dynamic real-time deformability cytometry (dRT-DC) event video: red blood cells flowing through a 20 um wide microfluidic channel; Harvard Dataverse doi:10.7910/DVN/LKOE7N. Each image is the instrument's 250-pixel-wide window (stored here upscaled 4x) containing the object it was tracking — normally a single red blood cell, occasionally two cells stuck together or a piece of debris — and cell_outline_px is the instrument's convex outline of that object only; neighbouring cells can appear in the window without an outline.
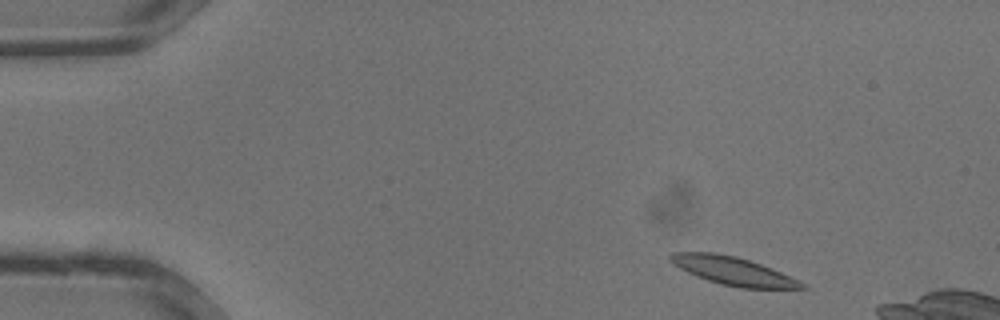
{"species": "common noctule bat (a hibernating species)", "species_latin": "Nyctalus noctula", "temperature_condition": "warm", "stored_images_in_passage": 33, "camera_frame_rate_fps": 3000, "um_per_image_px": 0.085, "animal": {"sex": "male", "body_mass_g": 13.3}, "frame": {"image": 1, "passage_image": 2, "time_ms": 0.333, "image_size_px": [1000, 320], "cell_outline_px": [[812, 288], [740, 288], [720, 284], [696, 276], [680, 268], [668, 260], [668, 256], [672, 252], [716, 252], [736, 256], [772, 268]], "centroid_in_image_um": [62.26, 23.02], "position_along_channel_um": 22.7, "area_um2": 21.39}}
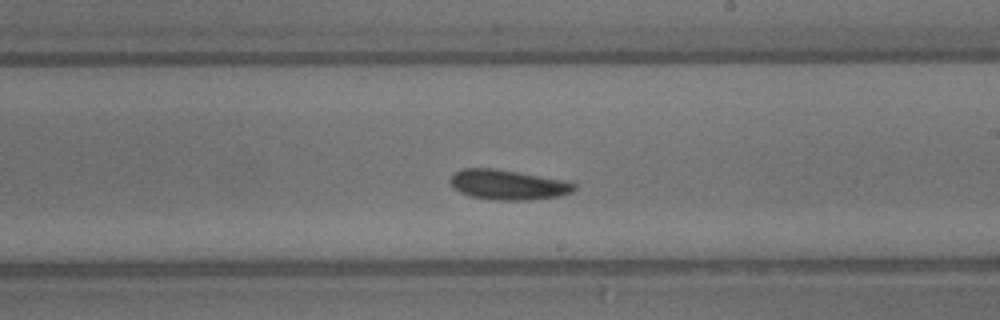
{"frame": {"image": 2, "passage_image": 18, "time_ms": 5.667, "image_size_px": [1000, 320], "cell_outline_px": [[576, 188], [572, 192], [560, 196], [528, 200], [496, 200], [472, 196], [460, 192], [448, 180], [452, 172], [460, 168], [496, 168], [568, 180], [576, 184]], "centroid_in_image_um": [43.19, 15.68], "position_along_channel_um": 245.8, "area_um2": 21.96}}
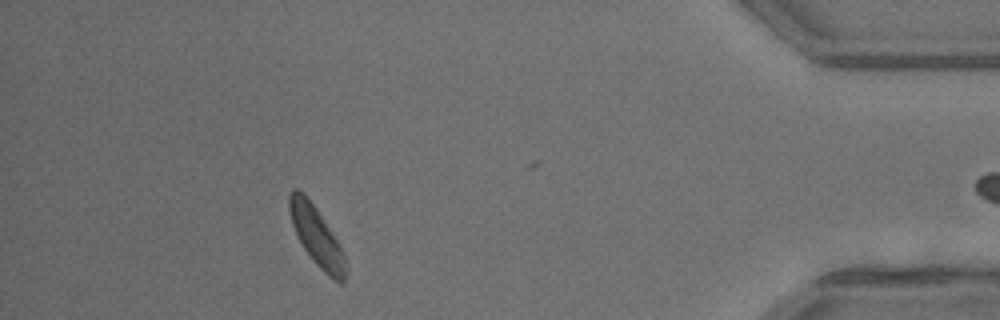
{"frame": {"image": 3, "passage_image": 29, "time_ms": 9.333, "image_size_px": [1000, 320], "cell_outline_px": [[348, 272], [344, 284], [340, 284], [328, 276], [312, 260], [304, 248], [292, 224], [288, 208], [288, 196], [292, 188], [296, 188], [304, 192], [316, 208], [336, 240], [344, 256]], "centroid_in_image_um": [26.9, 20.1], "position_along_channel_um": 408.3, "area_um2": 19.25}}